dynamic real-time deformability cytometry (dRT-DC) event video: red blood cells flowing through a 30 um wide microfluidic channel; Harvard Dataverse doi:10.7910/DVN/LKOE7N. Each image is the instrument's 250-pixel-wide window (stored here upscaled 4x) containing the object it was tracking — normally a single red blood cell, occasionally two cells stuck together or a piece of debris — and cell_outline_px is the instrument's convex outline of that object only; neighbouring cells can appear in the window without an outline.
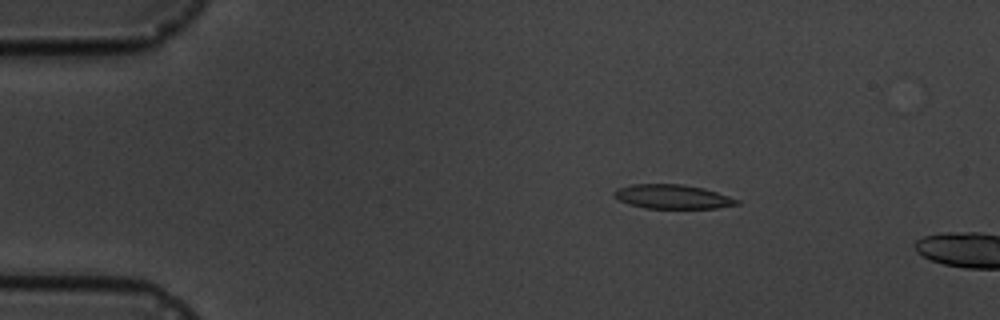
{"species": "common noctule bat (a hibernating species)", "species_latin": "Nyctalus noctula", "temperature_condition": "cold", "stored_images_in_passage": 4, "camera_frame_rate_fps": 3000, "um_per_image_px": 0.085, "animal": {"sex": "male", "body_mass_g": 19.5, "forearm_length_mm": 54.6}, "frame": {"image": 1, "passage_image": 3, "time_ms": 3.0, "image_size_px": [1000, 320], "cell_outline_px": [[740, 204], [716, 208], [644, 208], [628, 204], [620, 200], [612, 192], [616, 188], [632, 184], [684, 184], [704, 188], [740, 200]], "centroid_in_image_um": [57.16, 16.71], "position_along_channel_um": 27.8, "area_um2": 17.28}}